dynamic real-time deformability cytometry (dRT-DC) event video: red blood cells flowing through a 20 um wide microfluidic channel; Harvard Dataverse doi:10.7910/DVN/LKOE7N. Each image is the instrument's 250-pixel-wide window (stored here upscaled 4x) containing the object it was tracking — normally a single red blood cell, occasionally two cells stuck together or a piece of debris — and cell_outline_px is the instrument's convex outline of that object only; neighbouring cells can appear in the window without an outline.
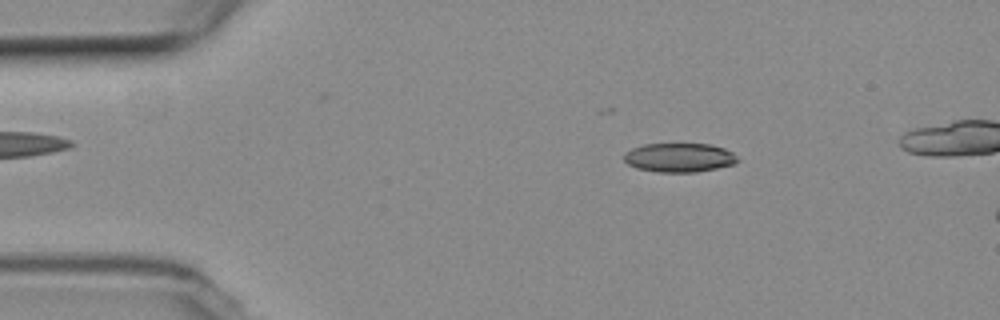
{"species": "common noctule bat (a hibernating species)", "species_latin": "Nyctalus noctula", "temperature_condition": "room temperature", "stored_images_in_passage": 16, "camera_frame_rate_fps": 3000, "um_per_image_px": 0.085, "animal": {"sex": "female", "body_mass_g": 19.3, "forearm_length_mm": 54.1}, "frame": {"image": 1, "passage_image": 8, "time_ms": 2.333, "image_size_px": [1000, 320], "cell_outline_px": [[740, 160], [736, 164], [696, 172], [660, 172], [636, 168], [628, 164], [624, 160], [624, 152], [632, 148], [644, 144], [712, 144], [724, 148], [732, 152]], "centroid_in_image_um": [57.75, 13.39], "position_along_channel_um": 27.2, "area_um2": 19.31}}